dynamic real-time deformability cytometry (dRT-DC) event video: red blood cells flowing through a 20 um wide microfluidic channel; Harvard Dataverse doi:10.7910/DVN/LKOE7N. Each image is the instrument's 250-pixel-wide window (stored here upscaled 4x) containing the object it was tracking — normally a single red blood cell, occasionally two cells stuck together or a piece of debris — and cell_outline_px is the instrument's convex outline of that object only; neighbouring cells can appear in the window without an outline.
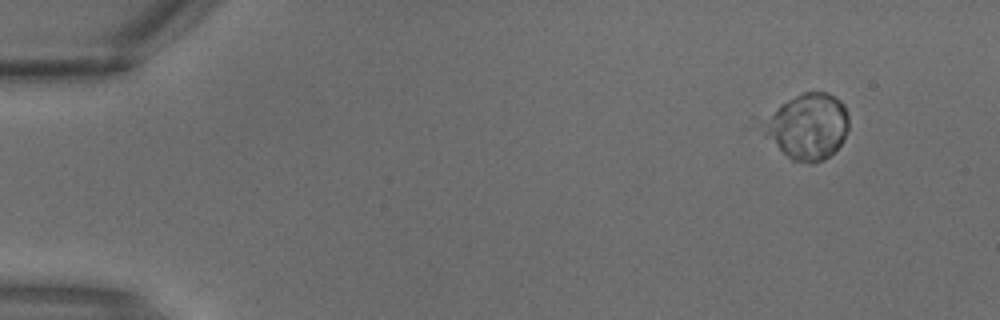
{"species": "common noctule bat (a hibernating species)", "species_latin": "Nyctalus noctula", "temperature_condition": "warm", "stored_images_in_passage": 3, "camera_frame_rate_fps": 3000, "um_per_image_px": 0.085, "animal": {"sex": "male", "body_mass_g": 18.8}, "frame": {"image": 1, "passage_image": 1, "time_ms": 0.0, "image_size_px": [1000, 320], "cell_outline_px": [[848, 128], [844, 140], [824, 160], [792, 160], [764, 136], [764, 132], [768, 116], [780, 104], [804, 92], [828, 92], [840, 100], [844, 104], [848, 116]], "centroid_in_image_um": [68.69, 10.71], "position_along_channel_um": 16.3, "area_um2": 31.96}}
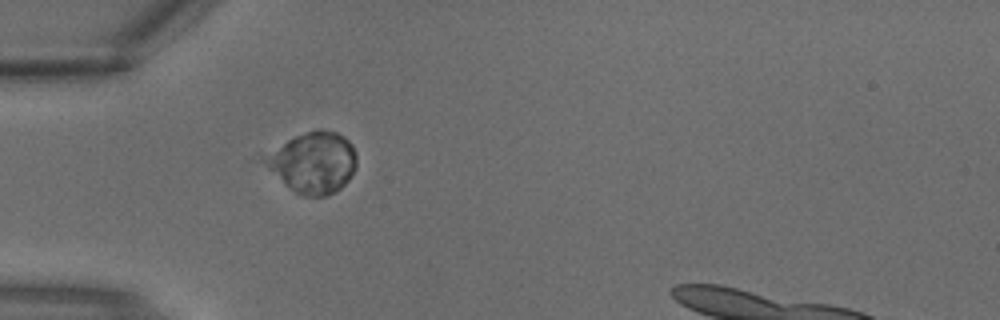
{"frame": {"image": 2, "passage_image": 3, "time_ms": 0.667, "image_size_px": [1000, 320], "cell_outline_px": [[356, 168], [348, 180], [336, 192], [328, 196], [304, 196], [296, 192], [284, 184], [268, 168], [264, 160], [264, 156], [288, 140], [296, 136], [316, 128], [336, 132], [344, 136], [352, 144], [356, 152]], "centroid_in_image_um": [26.67, 13.81], "position_along_channel_um": 58.3, "area_um2": 32.37}}